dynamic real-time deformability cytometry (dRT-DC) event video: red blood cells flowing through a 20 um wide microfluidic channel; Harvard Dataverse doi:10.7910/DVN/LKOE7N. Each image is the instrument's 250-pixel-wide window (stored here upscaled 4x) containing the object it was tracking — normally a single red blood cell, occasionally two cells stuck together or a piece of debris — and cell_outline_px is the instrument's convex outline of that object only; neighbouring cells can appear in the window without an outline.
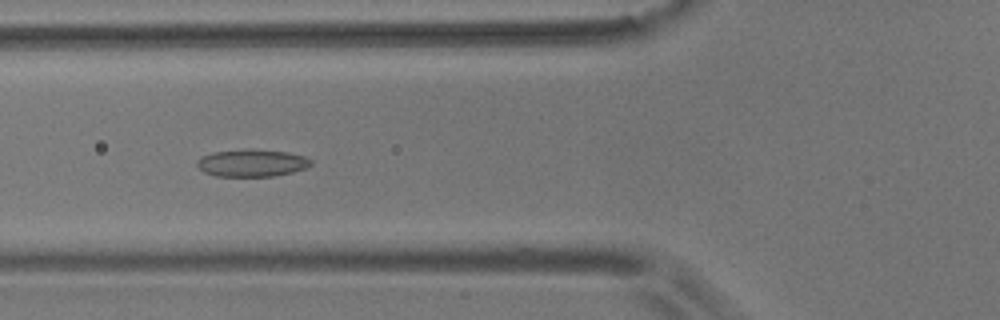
{"species": "common noctule bat (a hibernating species)", "species_latin": "Nyctalus noctula", "temperature_condition": "room temperature", "stored_images_in_passage": 47, "camera_frame_rate_fps": 3000, "um_per_image_px": 0.085, "animal": {"sex": "male", "body_mass_g": 17.9}, "frame": {"image": 1, "passage_image": 12, "time_ms": 3.667, "image_size_px": [1000, 320], "cell_outline_px": [[312, 164], [308, 168], [276, 176], [216, 176], [204, 172], [196, 164], [196, 160], [200, 156], [212, 152], [248, 148], [252, 148], [288, 152], [304, 156], [312, 160]], "centroid_in_image_um": [21.41, 13.84], "position_along_channel_um": 104.4, "area_um2": 18.5}}
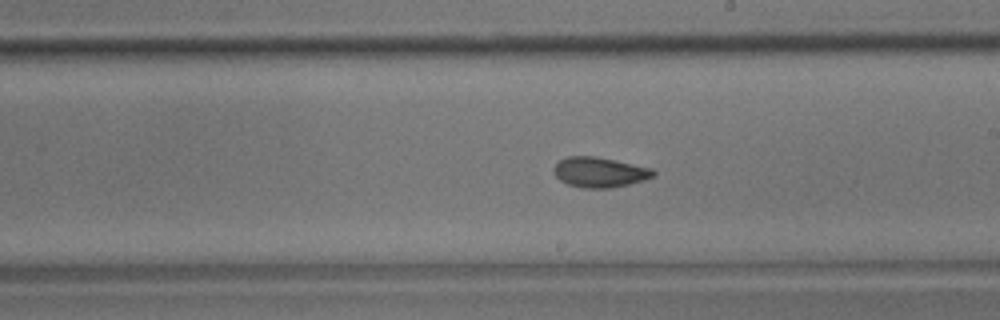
{"frame": {"image": 2, "passage_image": 23, "time_ms": 7.333, "image_size_px": [1000, 320], "cell_outline_px": [[656, 172], [652, 176], [644, 180], [612, 188], [584, 188], [568, 184], [560, 180], [552, 172], [552, 168], [560, 160], [568, 156], [592, 156], [616, 160], [652, 168]], "centroid_in_image_um": [50.94, 14.64], "position_along_channel_um": 238.1, "area_um2": 17.46}}
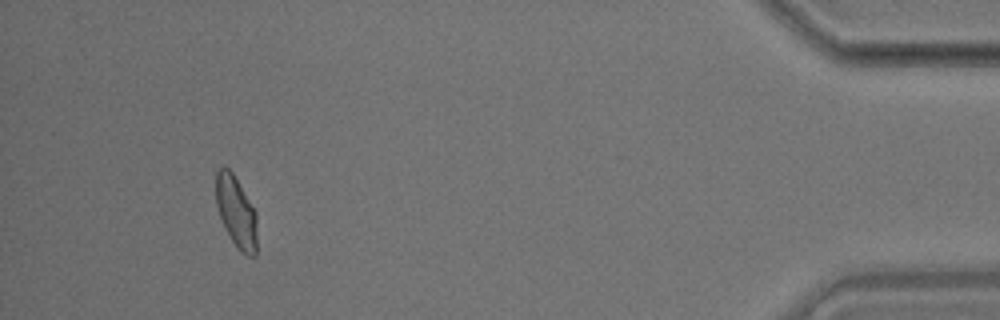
{"frame": {"image": 3, "passage_image": 43, "time_ms": 14.0, "image_size_px": [1000, 320], "cell_outline_px": [[256, 256], [248, 256], [240, 252], [236, 248], [220, 216], [216, 204], [216, 168], [224, 164], [232, 172], [256, 212]], "centroid_in_image_um": [20.06, 17.98], "position_along_channel_um": 415.1, "area_um2": 16.99}, "authors_computed_cell_mechanics": {"area_um2": 17.34, "velocity_mm_per_s": 3.6482, "shape_relaxation_time_tau1_ms": 10.7582, "shape_relaxation_time_tau2_ms": 1.8879, "deformation_change_tau1": 0.1786, "deformation_change_tau2": 0.0656}}